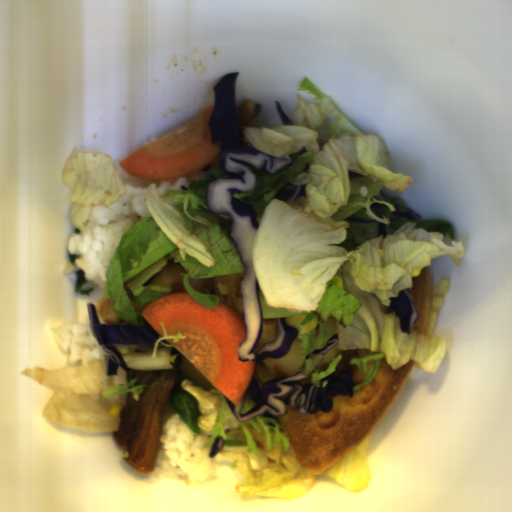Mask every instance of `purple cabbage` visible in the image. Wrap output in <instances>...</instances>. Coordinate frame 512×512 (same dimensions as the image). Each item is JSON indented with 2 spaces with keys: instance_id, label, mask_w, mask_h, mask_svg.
<instances>
[{
  "instance_id": "c1f60e8f",
  "label": "purple cabbage",
  "mask_w": 512,
  "mask_h": 512,
  "mask_svg": "<svg viewBox=\"0 0 512 512\" xmlns=\"http://www.w3.org/2000/svg\"><path fill=\"white\" fill-rule=\"evenodd\" d=\"M239 74L238 71L224 74L213 87V109L207 123L210 144L219 146V167L235 177L212 180L207 185L206 204L212 214H227L232 219L229 232L246 268L240 287L246 335L238 345L237 355L238 360L243 362H255L264 358L275 360L287 355L298 336V330L289 326L287 317L276 318L275 340L266 342L259 352H254L263 332L259 283L253 268V246L260 223L254 206L234 194L250 192L256 186L258 178L250 167L274 174L288 167L293 159L267 154L252 147L244 139L236 107V82Z\"/></svg>"
},
{
  "instance_id": "ea28d5fd",
  "label": "purple cabbage",
  "mask_w": 512,
  "mask_h": 512,
  "mask_svg": "<svg viewBox=\"0 0 512 512\" xmlns=\"http://www.w3.org/2000/svg\"><path fill=\"white\" fill-rule=\"evenodd\" d=\"M305 378L308 376L300 371L293 376L263 382L260 386L257 379L252 376L245 395H242L237 403L224 397L238 422L264 415L278 423L279 417L286 415L288 406L296 410L300 416L312 415L318 410L329 413L333 408L334 397L343 395L353 398L354 377L349 369L340 372L339 375L334 372L328 375L325 378V387L302 384L301 381Z\"/></svg>"
},
{
  "instance_id": "f65ffa83",
  "label": "purple cabbage",
  "mask_w": 512,
  "mask_h": 512,
  "mask_svg": "<svg viewBox=\"0 0 512 512\" xmlns=\"http://www.w3.org/2000/svg\"><path fill=\"white\" fill-rule=\"evenodd\" d=\"M86 309L92 336L101 349L109 354V356H105L107 376L118 375V367L125 372L129 370L121 352L115 345L155 344L156 340L162 336L152 326L101 323L97 306L94 303H86Z\"/></svg>"
},
{
  "instance_id": "39781b68",
  "label": "purple cabbage",
  "mask_w": 512,
  "mask_h": 512,
  "mask_svg": "<svg viewBox=\"0 0 512 512\" xmlns=\"http://www.w3.org/2000/svg\"><path fill=\"white\" fill-rule=\"evenodd\" d=\"M391 308L401 320L400 330L411 335L413 327L417 324L418 310L407 290L400 291L398 297H391Z\"/></svg>"
},
{
  "instance_id": "9ea6ddef",
  "label": "purple cabbage",
  "mask_w": 512,
  "mask_h": 512,
  "mask_svg": "<svg viewBox=\"0 0 512 512\" xmlns=\"http://www.w3.org/2000/svg\"><path fill=\"white\" fill-rule=\"evenodd\" d=\"M373 197H375L378 200L386 201L392 204L395 207L396 211L391 212V214L397 218H407L410 221H418L421 218L419 214L412 210L411 208L401 205L392 200L391 198H389L383 190L379 191V194Z\"/></svg>"
},
{
  "instance_id": "8b30caba",
  "label": "purple cabbage",
  "mask_w": 512,
  "mask_h": 512,
  "mask_svg": "<svg viewBox=\"0 0 512 512\" xmlns=\"http://www.w3.org/2000/svg\"><path fill=\"white\" fill-rule=\"evenodd\" d=\"M305 186L306 184H292L288 182L279 190L275 197L283 202H294L300 197H306Z\"/></svg>"
},
{
  "instance_id": "06f8d472",
  "label": "purple cabbage",
  "mask_w": 512,
  "mask_h": 512,
  "mask_svg": "<svg viewBox=\"0 0 512 512\" xmlns=\"http://www.w3.org/2000/svg\"><path fill=\"white\" fill-rule=\"evenodd\" d=\"M344 221H349V222H354V223H359V224L360 223H376L377 229H378V237L383 235V238L385 239V237L387 235H390V229H389L388 225L380 223L379 221L373 220L371 218H363V217H358V216L352 215Z\"/></svg>"
},
{
  "instance_id": "9cd0cae8",
  "label": "purple cabbage",
  "mask_w": 512,
  "mask_h": 512,
  "mask_svg": "<svg viewBox=\"0 0 512 512\" xmlns=\"http://www.w3.org/2000/svg\"><path fill=\"white\" fill-rule=\"evenodd\" d=\"M338 341H339V337H338V334L335 333L333 336H331L327 341H326V345L324 348L322 349H316L314 350L313 352H311L310 354H308L307 356H305V359H309V357L311 355H325L327 352H329L332 348H334L337 344H338Z\"/></svg>"
},
{
  "instance_id": "38c2f254",
  "label": "purple cabbage",
  "mask_w": 512,
  "mask_h": 512,
  "mask_svg": "<svg viewBox=\"0 0 512 512\" xmlns=\"http://www.w3.org/2000/svg\"><path fill=\"white\" fill-rule=\"evenodd\" d=\"M223 444H224L223 437L218 435L212 444L211 451H210V458H213L214 456H216L218 453L221 452V450L223 448Z\"/></svg>"
},
{
  "instance_id": "4d1481cc",
  "label": "purple cabbage",
  "mask_w": 512,
  "mask_h": 512,
  "mask_svg": "<svg viewBox=\"0 0 512 512\" xmlns=\"http://www.w3.org/2000/svg\"><path fill=\"white\" fill-rule=\"evenodd\" d=\"M274 102L276 104V108H277V111H278V113L280 115V118L282 120L283 125H294V123H293L292 119L290 118V116L283 111L280 102L278 100H274Z\"/></svg>"
},
{
  "instance_id": "45c4457a",
  "label": "purple cabbage",
  "mask_w": 512,
  "mask_h": 512,
  "mask_svg": "<svg viewBox=\"0 0 512 512\" xmlns=\"http://www.w3.org/2000/svg\"><path fill=\"white\" fill-rule=\"evenodd\" d=\"M386 209H387L386 205L379 204L377 202L370 205L371 212L381 218L383 217V215L386 216Z\"/></svg>"
},
{
  "instance_id": "7bc51332",
  "label": "purple cabbage",
  "mask_w": 512,
  "mask_h": 512,
  "mask_svg": "<svg viewBox=\"0 0 512 512\" xmlns=\"http://www.w3.org/2000/svg\"><path fill=\"white\" fill-rule=\"evenodd\" d=\"M349 177H350V179H353V178H360V177H366V176H362V175H360V174H358L356 172H353V171L349 170Z\"/></svg>"
},
{
  "instance_id": "ad9c8063",
  "label": "purple cabbage",
  "mask_w": 512,
  "mask_h": 512,
  "mask_svg": "<svg viewBox=\"0 0 512 512\" xmlns=\"http://www.w3.org/2000/svg\"><path fill=\"white\" fill-rule=\"evenodd\" d=\"M306 152H308V151H307L306 147L304 146L299 152H297V155L301 156V155L305 154Z\"/></svg>"
}]
</instances>
